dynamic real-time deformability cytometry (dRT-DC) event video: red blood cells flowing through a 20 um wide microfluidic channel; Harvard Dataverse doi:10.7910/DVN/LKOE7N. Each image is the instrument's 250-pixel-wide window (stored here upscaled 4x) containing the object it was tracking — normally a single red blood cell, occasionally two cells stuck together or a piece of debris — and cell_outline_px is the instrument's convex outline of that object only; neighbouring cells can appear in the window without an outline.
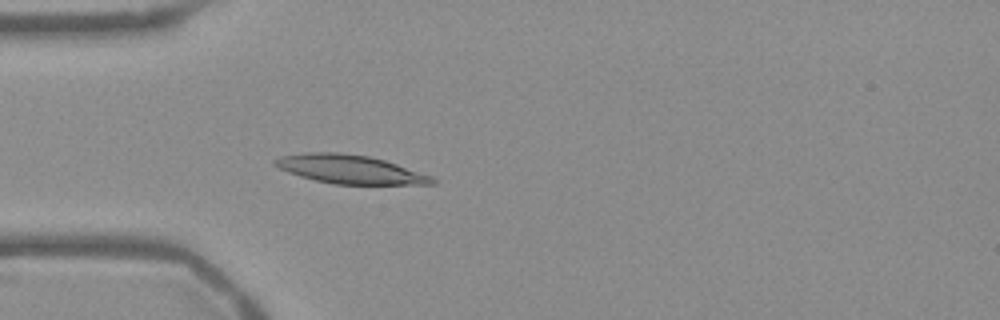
{"species": "Egyptian fruit bat (a non-hibernating species)", "species_latin": "Rousettus aegyptiacus", "temperature_condition": "warm", "stored_images_in_passage": 54, "camera_frame_rate_fps": 3000, "um_per_image_px": 0.085, "frame": {"image": 1, "passage_image": 16, "time_ms": 5.0, "image_size_px": [1000, 320], "cell_outline_px": [[436, 184], [332, 184], [300, 176], [288, 172], [272, 164], [272, 160], [280, 156], [304, 152], [340, 152], [368, 156], [384, 160], [432, 176], [436, 180]], "centroid_in_image_um": [29.7, 14.38], "position_along_channel_um": 55.3, "area_um2": 26.18}}
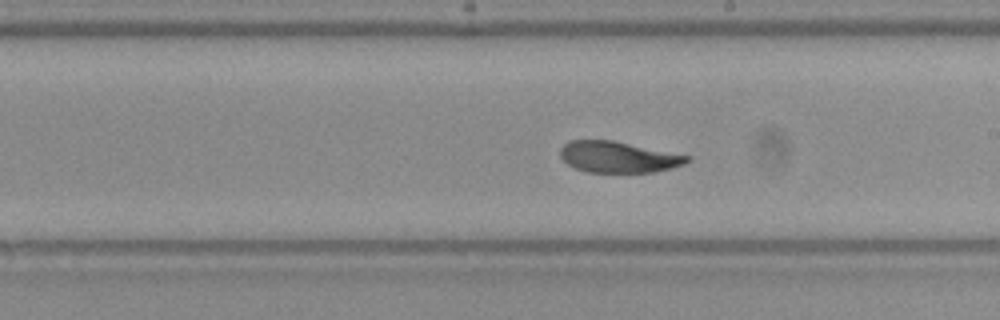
{"frame": {"image": 2, "passage_image": 31, "time_ms": 10.0, "image_size_px": [1000, 320], "cell_outline_px": [[692, 160], [684, 164], [672, 168], [652, 172], [588, 172], [576, 168], [568, 164], [560, 156], [560, 148], [568, 140], [612, 140], [692, 156]], "centroid_in_image_um": [52.58, 13.34], "position_along_channel_um": 236.4, "area_um2": 23.06}}
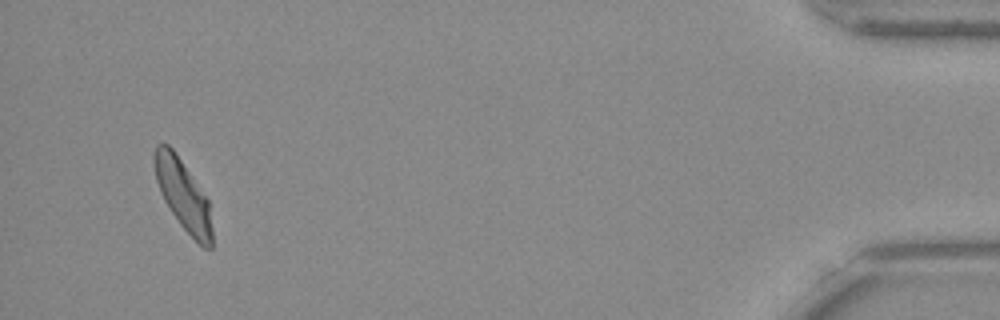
{"frame": {"image": 3, "passage_image": 52, "time_ms": 17.0, "image_size_px": [1000, 320], "cell_outline_px": [[212, 248], [204, 248], [180, 224], [164, 200], [160, 192], [156, 180], [152, 156], [156, 144], [168, 144], [172, 148], [208, 200], [212, 228]], "centroid_in_image_um": [15.53, 16.55], "position_along_channel_um": 419.7, "area_um2": 23.18}, "authors_computed_cell_mechanics": {"area_um2": 24.7095, "velocity_mm_per_s": 3.7348, "shape_relaxation_time_tau1_ms": 5.9284, "shape_relaxation_time_tau2_ms": 2.177, "deformation_change_tau1": 0.1842, "deformation_change_tau2": 0.058}}